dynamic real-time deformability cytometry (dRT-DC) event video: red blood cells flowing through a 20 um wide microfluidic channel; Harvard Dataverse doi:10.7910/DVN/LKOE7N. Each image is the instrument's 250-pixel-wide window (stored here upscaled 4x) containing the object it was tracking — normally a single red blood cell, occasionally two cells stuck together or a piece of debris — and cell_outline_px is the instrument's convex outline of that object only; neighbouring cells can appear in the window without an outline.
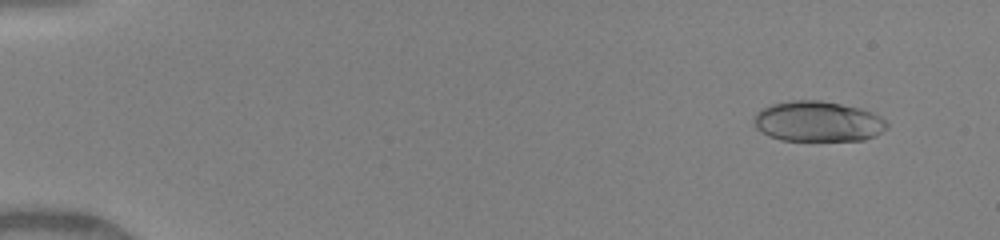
{"species": "human", "species_latin": "Homo sapiens", "temperature_condition": "warm", "stored_images_in_passage": 51, "camera_frame_rate_fps": 3000, "um_per_image_px": 0.085, "donor": {"sex": "female"}, "frame": {"image": 1, "passage_image": 6, "time_ms": 1.0, "image_size_px": [1000, 240], "cell_outline_px": [[888, 128], [876, 136], [864, 140], [780, 140], [768, 136], [760, 132], [756, 128], [756, 112], [760, 108], [772, 104], [792, 100], [820, 100], [860, 108], [872, 112], [880, 116], [888, 124]], "centroid_in_image_um": [69.53, 10.32], "position_along_channel_um": 15.5, "area_um2": 31.39}}
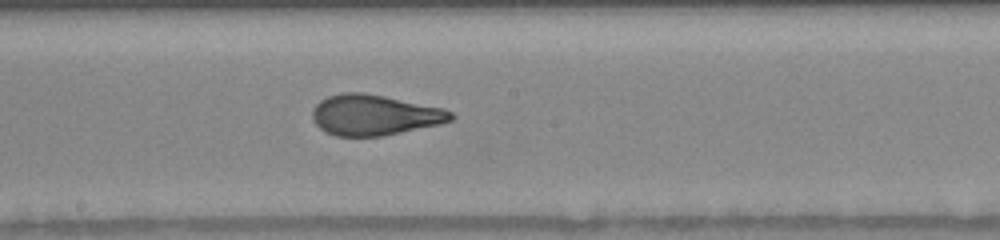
{"frame": {"image": 2, "passage_image": 30, "time_ms": 9.0, "image_size_px": [1000, 240], "cell_outline_px": [[456, 116], [452, 120], [440, 124], [380, 136], [336, 136], [324, 132], [312, 120], [312, 112], [316, 104], [320, 100], [328, 96], [344, 92], [360, 92], [384, 96], [444, 108], [452, 112]], "centroid_in_image_um": [31.81, 9.77], "position_along_channel_um": 216.4, "area_um2": 32.71}}
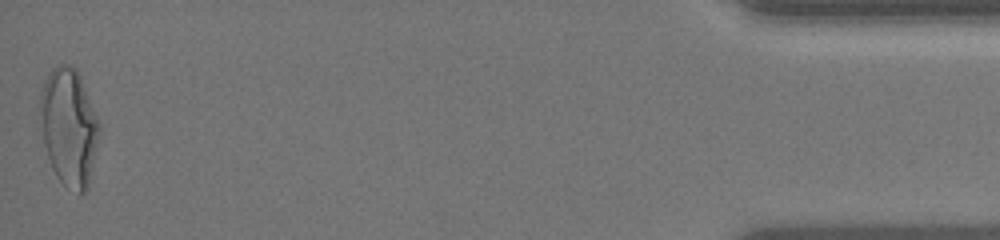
{"frame": {"image": 3, "passage_image": 51, "time_ms": 16.0, "image_size_px": [1000, 240], "cell_outline_px": [[100, 128], [88, 188], [84, 192], [80, 192], [64, 184], [56, 176], [52, 168], [44, 144], [40, 112], [40, 92], [44, 80], [48, 72], [56, 64], [68, 64], [76, 68], [80, 76], [100, 124]], "centroid_in_image_um": [5.85, 10.74], "position_along_channel_um": 429.4, "area_um2": 40.06}, "authors_computed_cell_mechanics": {"area_um2": 32.657, "velocity_mm_per_s": 4.1791, "shape_relaxation_time_tau1_ms": 9.024, "shape_relaxation_time_tau2_ms": 0.7305, "deformation_change_tau1": 0.3141, "deformation_change_tau2": 0.0754}}